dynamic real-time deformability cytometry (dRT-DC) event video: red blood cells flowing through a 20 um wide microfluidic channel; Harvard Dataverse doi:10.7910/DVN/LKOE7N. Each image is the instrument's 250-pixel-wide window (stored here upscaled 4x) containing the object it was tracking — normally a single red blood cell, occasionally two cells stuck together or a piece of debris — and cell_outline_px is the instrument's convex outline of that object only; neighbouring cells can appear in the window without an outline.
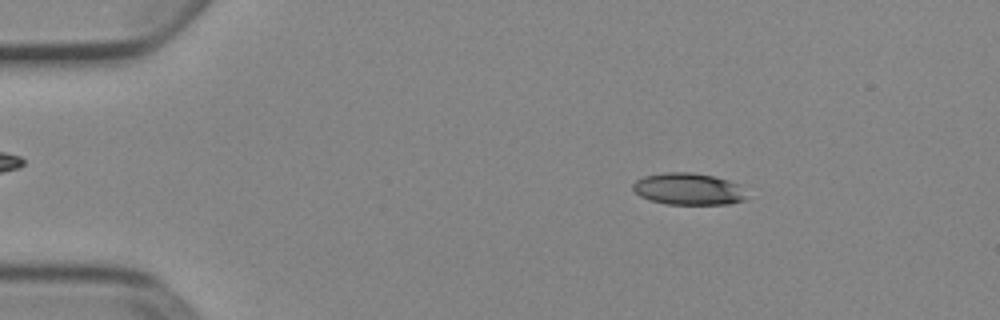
{"species": "Egyptian fruit bat (a non-hibernating species)", "species_latin": "Rousettus aegyptiacus", "temperature_condition": "cold", "stored_images_in_passage": 51, "camera_frame_rate_fps": 3000, "um_per_image_px": 0.085, "animal": {"sex": "female"}, "frame": {"image": 1, "passage_image": 8, "time_ms": 2.333, "image_size_px": [1000, 320], "cell_outline_px": [[744, 200], [728, 204], [668, 204], [652, 200], [640, 196], [632, 188], [632, 184], [636, 180], [644, 176], [664, 172], [692, 172], [712, 176], [728, 180], [736, 184], [744, 196]], "centroid_in_image_um": [58.44, 16.05], "position_along_channel_um": 26.6, "area_um2": 20.69}}
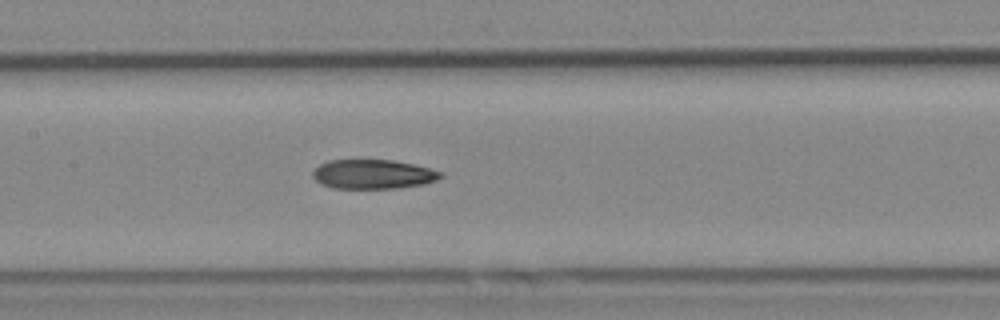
{"frame": {"image": 2, "passage_image": 25, "time_ms": 8.0, "image_size_px": [1000, 320], "cell_outline_px": [[444, 176], [436, 180], [424, 184], [396, 188], [332, 188], [320, 184], [312, 176], [312, 172], [320, 164], [328, 160], [392, 160], [412, 164], [444, 172]], "centroid_in_image_um": [31.7, 14.81], "position_along_channel_um": 175.7, "area_um2": 21.85}}
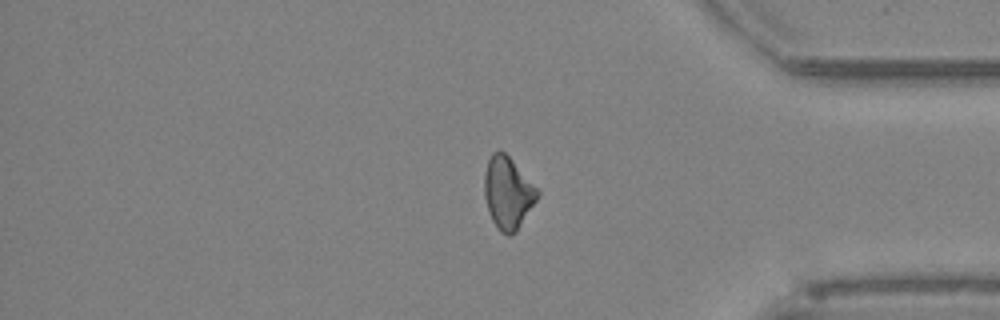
{"frame": {"image": 3, "passage_image": 43, "time_ms": 14.0, "image_size_px": [1000, 320], "cell_outline_px": [[540, 192], [536, 200], [516, 232], [512, 236], [508, 236], [500, 232], [496, 228], [488, 212], [484, 196], [484, 172], [488, 160], [492, 152], [500, 148], [512, 160]], "centroid_in_image_um": [43.13, 16.4], "position_along_channel_um": 392.1, "area_um2": 22.31}, "authors_computed_cell_mechanics": {"area_um2": 22.253, "velocity_mm_per_s": 3.9176, "shape_relaxation_time_tau1_ms": null, "shape_relaxation_time_tau2_ms": 6.3554, "deformation_change_tau1": null, "deformation_change_tau2": 0.164}}